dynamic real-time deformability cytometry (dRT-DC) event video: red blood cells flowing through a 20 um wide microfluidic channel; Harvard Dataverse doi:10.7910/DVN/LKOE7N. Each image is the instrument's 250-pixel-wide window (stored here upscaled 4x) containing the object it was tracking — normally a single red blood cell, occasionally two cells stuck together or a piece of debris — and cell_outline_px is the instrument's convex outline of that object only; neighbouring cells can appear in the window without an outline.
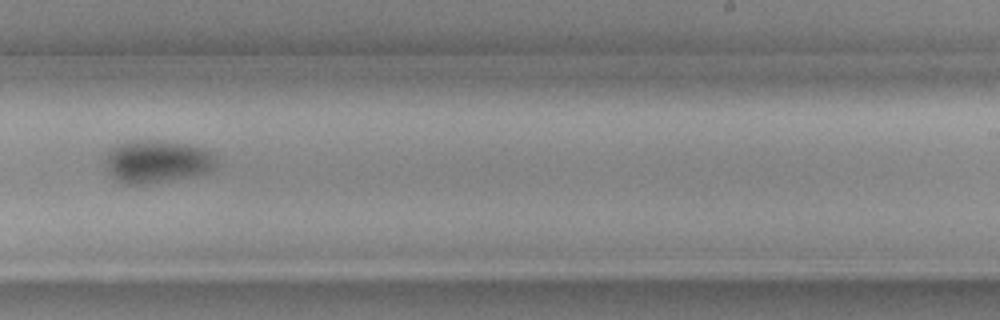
{"species": "common noctule bat (a hibernating species)", "species_latin": "Nyctalus noctula", "temperature_condition": "cold", "stored_images_in_passage": 10, "camera_frame_rate_fps": 3000, "um_per_image_px": 0.085, "animal": {"sex": "female", "body_mass_g": 19.3, "forearm_length_mm": 54.1}, "frame": {"image": 1, "passage_image": 6, "time_ms": 1.667, "image_size_px": [1000, 320], "cell_outline_px": [[216, 164], [212, 172], [192, 176], [144, 184], [124, 184], [116, 180], [108, 172], [104, 160], [108, 152], [120, 144], [136, 140], [140, 140], [184, 144], [200, 148], [212, 152], [216, 156]], "centroid_in_image_um": [13.35, 13.76], "position_along_channel_um": 275.6, "area_um2": 27.22}}
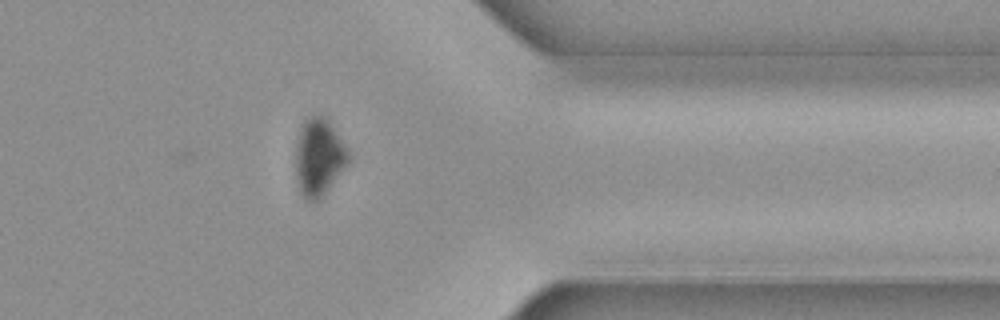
{"frame": {"image": 2, "passage_image": 9, "time_ms": 2.667, "image_size_px": [1000, 320], "cell_outline_px": [[352, 156], [348, 164], [320, 196], [316, 200], [304, 200], [300, 192], [296, 180], [296, 140], [300, 128], [304, 120], [312, 116], [324, 116], [328, 120], [348, 148]], "centroid_in_image_um": [27.1, 13.33], "position_along_channel_um": 384.3, "area_um2": 23.64}}